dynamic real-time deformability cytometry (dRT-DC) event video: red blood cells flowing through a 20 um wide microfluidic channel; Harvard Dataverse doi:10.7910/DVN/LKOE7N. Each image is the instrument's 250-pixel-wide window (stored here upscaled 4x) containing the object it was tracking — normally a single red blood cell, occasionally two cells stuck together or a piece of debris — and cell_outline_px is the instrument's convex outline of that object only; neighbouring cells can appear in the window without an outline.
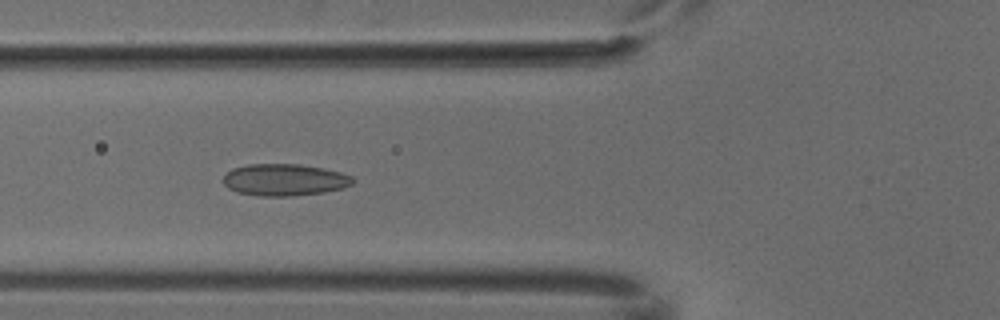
{"species": "common noctule bat (a hibernating species)", "species_latin": "Nyctalus noctula", "temperature_condition": "cold", "stored_images_in_passage": 7, "camera_frame_rate_fps": 3000, "um_per_image_px": 0.085, "animal": {"sex": "male", "body_mass_g": 18.8}, "frame": {"image": 1, "passage_image": 5, "time_ms": 1.333, "image_size_px": [1000, 320], "cell_outline_px": [[356, 180], [352, 184], [344, 188], [324, 192], [292, 196], [260, 196], [236, 192], [228, 188], [224, 184], [224, 176], [232, 168], [248, 164], [300, 164], [324, 168], [340, 172], [352, 176]], "centroid_in_image_um": [24.2, 15.28], "position_along_channel_um": 101.6, "area_um2": 24.22}}
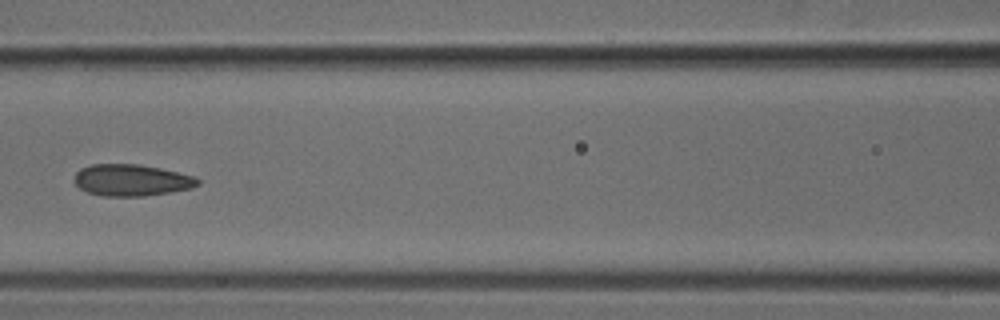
{"frame": {"image": 2, "passage_image": 6, "time_ms": 1.667, "image_size_px": [1000, 320], "cell_outline_px": [[200, 184], [192, 188], [144, 196], [104, 196], [88, 192], [80, 188], [72, 180], [76, 172], [80, 168], [92, 164], [140, 164], [160, 168], [196, 176], [200, 180]], "centroid_in_image_um": [11.18, 15.3], "position_along_channel_um": 155.4, "area_um2": 22.89}}
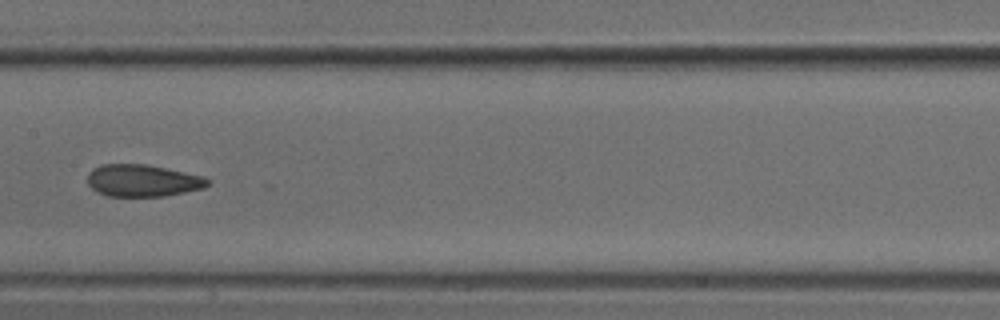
{"frame": {"image": 3, "passage_image": 7, "time_ms": 2.0, "image_size_px": [1000, 320], "cell_outline_px": [[208, 184], [204, 188], [164, 196], [108, 196], [96, 192], [88, 184], [88, 172], [92, 168], [100, 164], [144, 164], [204, 176], [208, 180]], "centroid_in_image_um": [12.08, 15.35], "position_along_channel_um": 195.3, "area_um2": 22.37}}